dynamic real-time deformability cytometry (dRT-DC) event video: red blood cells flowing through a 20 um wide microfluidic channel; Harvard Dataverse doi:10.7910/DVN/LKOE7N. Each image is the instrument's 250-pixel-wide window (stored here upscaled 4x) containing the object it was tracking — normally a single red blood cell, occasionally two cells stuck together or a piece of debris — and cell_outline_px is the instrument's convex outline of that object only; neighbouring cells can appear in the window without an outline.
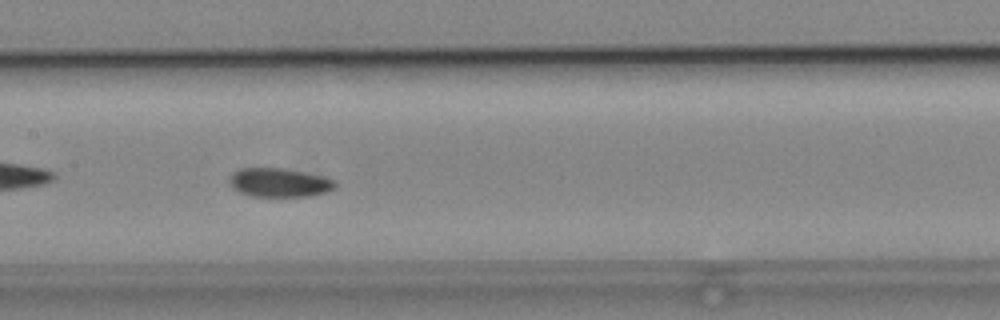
{"species": "common noctule bat (a hibernating species)", "species_latin": "Nyctalus noctula", "temperature_condition": "cold", "stored_images_in_passage": 39, "camera_frame_rate_fps": 3000, "um_per_image_px": 0.085, "animal": {"sex": "male", "body_mass_g": 19.2, "forearm_length_mm": 51.8}, "frame": {"image": 1, "passage_image": 12, "time_ms": 3.667, "image_size_px": [1000, 320], "cell_outline_px": [[336, 188], [328, 192], [308, 196], [252, 196], [240, 192], [232, 188], [228, 180], [232, 172], [240, 168], [284, 168], [324, 176], [332, 180], [336, 184]], "centroid_in_image_um": [23.73, 15.51], "position_along_channel_um": 183.7, "area_um2": 17.86}, "authors_computed_cell_mechanics": {"area_um2": 17.6868, "velocity_mm_per_s": 3.8555, "shape_relaxation_time_tau1_ms": 3.7799, "shape_relaxation_time_tau2_ms": null, "deformation_change_tau1": 0.0571, "deformation_change_tau2": null}}